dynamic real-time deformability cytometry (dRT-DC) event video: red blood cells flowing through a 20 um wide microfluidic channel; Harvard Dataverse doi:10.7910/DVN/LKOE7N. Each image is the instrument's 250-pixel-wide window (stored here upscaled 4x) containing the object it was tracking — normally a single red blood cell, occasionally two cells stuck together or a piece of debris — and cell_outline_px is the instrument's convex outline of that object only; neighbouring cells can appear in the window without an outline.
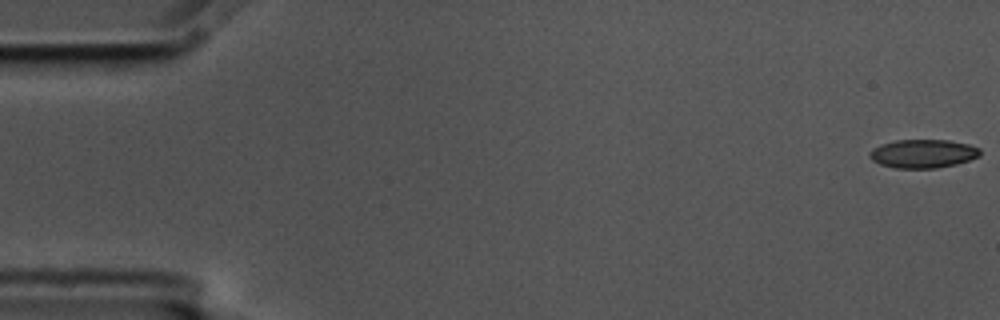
{"species": "common noctule bat (a hibernating species)", "species_latin": "Nyctalus noctula", "temperature_condition": "cold", "stored_images_in_passage": 4, "camera_frame_rate_fps": 3000, "um_per_image_px": 0.085, "animal": {"sex": "male", "body_mass_g": 17.5, "forearm_length_mm": 52.3}, "frame": {"image": 1, "passage_image": 1, "time_ms": 0.0, "image_size_px": [1000, 320], "cell_outline_px": [[980, 156], [956, 164], [936, 168], [896, 168], [880, 164], [872, 160], [868, 156], [868, 152], [872, 148], [880, 144], [896, 140], [948, 140], [968, 144], [980, 148]], "centroid_in_image_um": [78.42, 13.05], "position_along_channel_um": 6.6, "area_um2": 18.44}}